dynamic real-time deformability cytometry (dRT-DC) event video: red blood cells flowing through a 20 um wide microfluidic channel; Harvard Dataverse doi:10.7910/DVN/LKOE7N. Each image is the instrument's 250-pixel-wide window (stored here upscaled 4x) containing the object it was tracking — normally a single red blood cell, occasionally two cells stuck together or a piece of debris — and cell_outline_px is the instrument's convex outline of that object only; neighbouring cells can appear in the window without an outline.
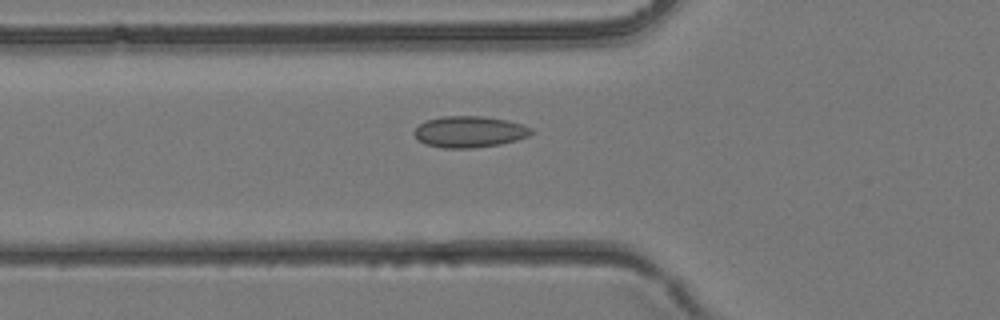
{"species": "common noctule bat (a hibernating species)", "species_latin": "Nyctalus noctula", "temperature_condition": "room temperature", "stored_images_in_passage": 29, "camera_frame_rate_fps": 3000, "um_per_image_px": 0.085, "animal": {"sex": "female", "body_mass_g": 24.6, "forearm_length_mm": 56.2}, "frame": {"image": 1, "passage_image": 4, "time_ms": 1.0, "image_size_px": [1000, 320], "cell_outline_px": [[536, 132], [528, 136], [516, 140], [500, 144], [472, 148], [444, 148], [424, 144], [412, 132], [420, 124], [428, 120], [440, 116], [484, 116], [508, 120], [532, 128]], "centroid_in_image_um": [39.92, 11.2], "position_along_channel_um": 85.9, "area_um2": 21.39}}
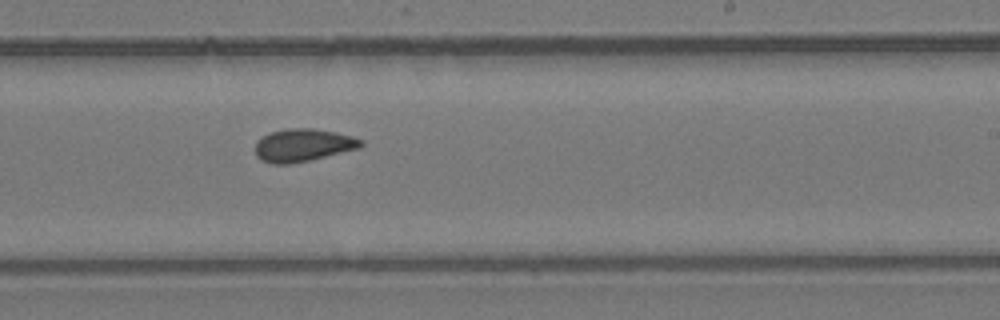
{"frame": {"image": 2, "passage_image": 14, "time_ms": 4.333, "image_size_px": [1000, 320], "cell_outline_px": [[364, 144], [360, 148], [312, 160], [288, 164], [272, 164], [260, 160], [256, 156], [256, 140], [272, 132], [288, 128], [312, 128], [352, 136], [364, 140]], "centroid_in_image_um": [25.77, 12.35], "position_along_channel_um": 263.2, "area_um2": 20.23}}
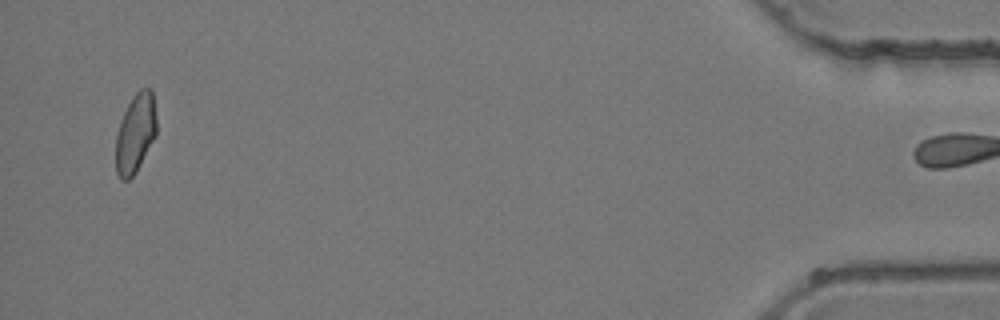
{"frame": {"image": 3, "passage_image": 28, "time_ms": 9.0, "image_size_px": [1000, 320], "cell_outline_px": [[156, 136], [136, 172], [128, 180], [120, 180], [116, 172], [116, 136], [120, 120], [132, 96], [140, 88], [152, 88], [156, 116]], "centroid_in_image_um": [11.51, 11.32], "position_along_channel_um": 423.7, "area_um2": 18.96}}